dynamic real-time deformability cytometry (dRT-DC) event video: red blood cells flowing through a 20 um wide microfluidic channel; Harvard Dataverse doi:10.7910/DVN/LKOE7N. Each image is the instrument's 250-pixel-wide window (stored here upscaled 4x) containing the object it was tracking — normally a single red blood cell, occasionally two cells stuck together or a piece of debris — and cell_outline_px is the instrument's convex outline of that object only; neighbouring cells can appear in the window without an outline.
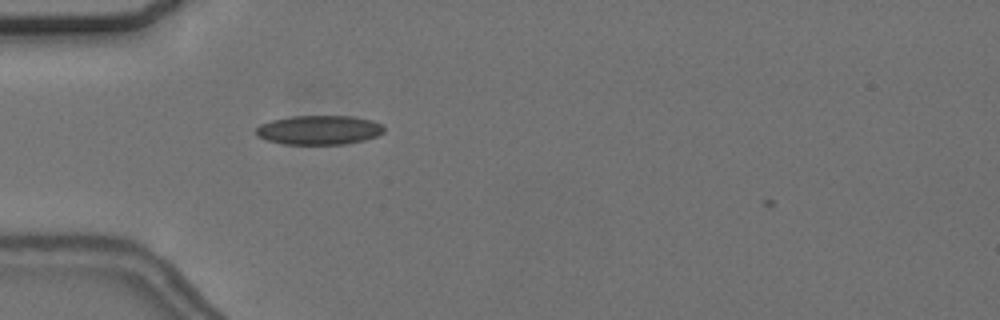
{"species": "common noctule bat (a hibernating species)", "species_latin": "Nyctalus noctula", "temperature_condition": "cold", "stored_images_in_passage": 3, "camera_frame_rate_fps": 3000, "um_per_image_px": 0.085, "animal": {"sex": "female", "body_mass_g": 24.6, "forearm_length_mm": 56.2}, "frame": {"image": 1, "passage_image": 2, "time_ms": 0.333, "image_size_px": [1000, 320], "cell_outline_px": [[384, 132], [376, 136], [364, 140], [344, 144], [284, 144], [264, 140], [256, 136], [256, 128], [260, 124], [272, 120], [292, 116], [352, 116], [372, 120], [384, 124]], "centroid_in_image_um": [27.11, 11.05], "position_along_channel_um": 57.9, "area_um2": 21.96}}